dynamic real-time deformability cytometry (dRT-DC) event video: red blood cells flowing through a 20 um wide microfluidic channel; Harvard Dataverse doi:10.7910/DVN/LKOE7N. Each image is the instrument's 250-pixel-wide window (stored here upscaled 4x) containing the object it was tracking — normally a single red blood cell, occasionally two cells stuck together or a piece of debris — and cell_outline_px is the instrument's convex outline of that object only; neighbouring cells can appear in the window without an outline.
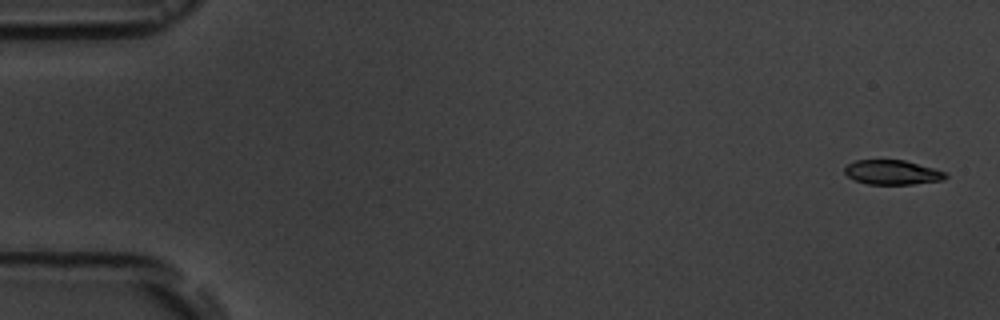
{"species": "common noctule bat (a hibernating species)", "species_latin": "Nyctalus noctula", "temperature_condition": "room temperature", "stored_images_in_passage": 5, "camera_frame_rate_fps": 3000, "um_per_image_px": 0.085, "animal": {"sex": "male", "body_mass_g": 19.5, "forearm_length_mm": 54.6}, "frame": {"image": 1, "passage_image": 1, "time_ms": 0.0, "image_size_px": [1000, 320], "cell_outline_px": [[948, 176], [944, 180], [912, 184], [868, 184], [856, 180], [848, 176], [844, 172], [844, 168], [848, 164], [856, 160], [904, 160], [932, 168], [944, 172]], "centroid_in_image_um": [75.83, 14.65], "position_along_channel_um": 9.2, "area_um2": 14.22}}
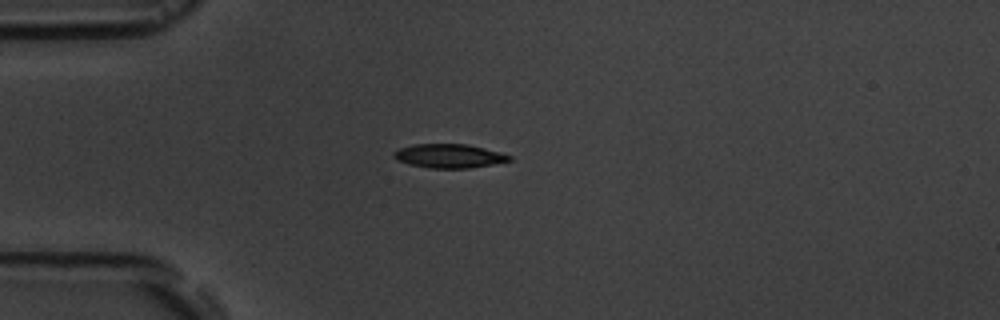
{"frame": {"image": 2, "passage_image": 4, "time_ms": 4.333, "image_size_px": [1000, 320], "cell_outline_px": [[512, 160], [492, 164], [468, 168], [428, 168], [408, 164], [396, 160], [392, 156], [392, 152], [400, 148], [416, 144], [468, 144], [500, 152], [512, 156]], "centroid_in_image_um": [38.14, 13.26], "position_along_channel_um": 46.9, "area_um2": 16.13}}